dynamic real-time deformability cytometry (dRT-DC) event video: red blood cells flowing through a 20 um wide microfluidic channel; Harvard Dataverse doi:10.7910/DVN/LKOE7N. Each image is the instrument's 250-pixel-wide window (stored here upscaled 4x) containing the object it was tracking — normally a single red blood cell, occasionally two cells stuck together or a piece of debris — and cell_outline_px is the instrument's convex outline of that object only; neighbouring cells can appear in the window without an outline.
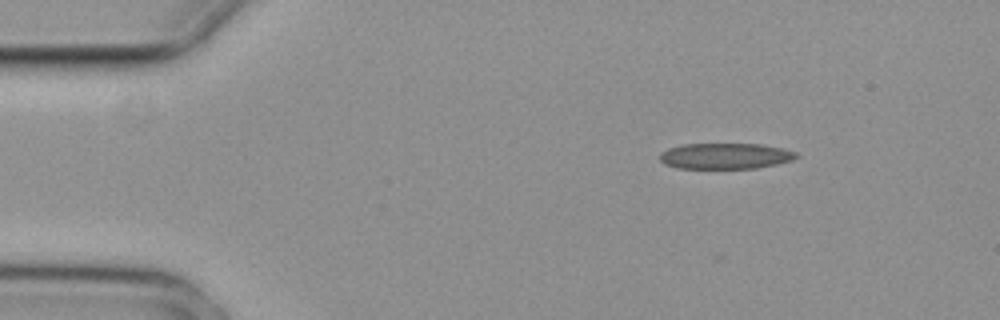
{"species": "common noctule bat (a hibernating species)", "species_latin": "Nyctalus noctula", "temperature_condition": "cold", "stored_images_in_passage": 4, "camera_frame_rate_fps": 3000, "um_per_image_px": 0.085, "animal": {"sex": "female", "body_mass_g": 29.2, "forearm_length_mm": 56.3}, "frame": {"image": 1, "passage_image": 2, "time_ms": 0.333, "image_size_px": [1000, 320], "cell_outline_px": [[800, 156], [792, 160], [776, 164], [756, 168], [676, 168], [664, 164], [660, 160], [660, 152], [668, 148], [684, 144], [760, 144], [784, 148], [796, 152]], "centroid_in_image_um": [61.65, 13.26], "position_along_channel_um": 23.3, "area_um2": 20.63}}